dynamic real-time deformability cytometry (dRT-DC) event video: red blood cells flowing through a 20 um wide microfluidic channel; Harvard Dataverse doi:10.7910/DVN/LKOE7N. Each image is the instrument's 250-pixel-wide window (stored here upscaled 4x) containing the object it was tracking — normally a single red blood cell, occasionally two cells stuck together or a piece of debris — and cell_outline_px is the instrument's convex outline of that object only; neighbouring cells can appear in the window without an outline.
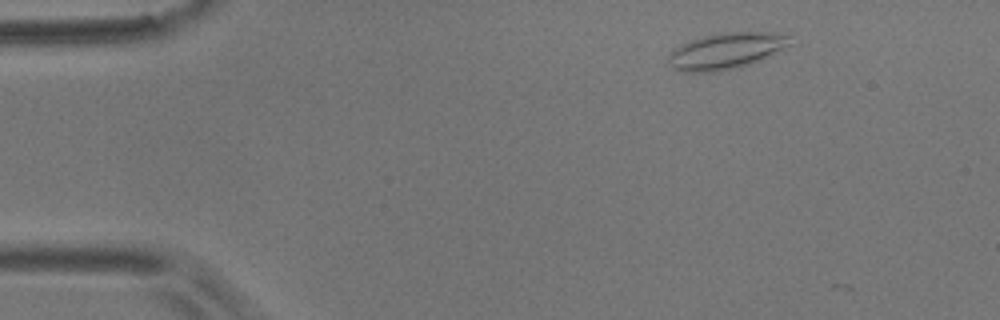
{"species": "common noctule bat (a hibernating species)", "species_latin": "Nyctalus noctula", "temperature_condition": "room temperature", "stored_images_in_passage": 2, "camera_frame_rate_fps": 3000, "um_per_image_px": 0.085, "animal": {"sex": "male", "body_mass_g": 17.9}, "frame": {"image": 1, "passage_image": 1, "time_ms": 0.0, "image_size_px": [1000, 320], "cell_outline_px": [[792, 44], [760, 60], [740, 68], [716, 72], [684, 72], [672, 68], [668, 60], [668, 56], [680, 44], [704, 36], [720, 32], [772, 32], [788, 36]], "centroid_in_image_um": [61.71, 4.34], "position_along_channel_um": 23.3, "area_um2": 25.66}}